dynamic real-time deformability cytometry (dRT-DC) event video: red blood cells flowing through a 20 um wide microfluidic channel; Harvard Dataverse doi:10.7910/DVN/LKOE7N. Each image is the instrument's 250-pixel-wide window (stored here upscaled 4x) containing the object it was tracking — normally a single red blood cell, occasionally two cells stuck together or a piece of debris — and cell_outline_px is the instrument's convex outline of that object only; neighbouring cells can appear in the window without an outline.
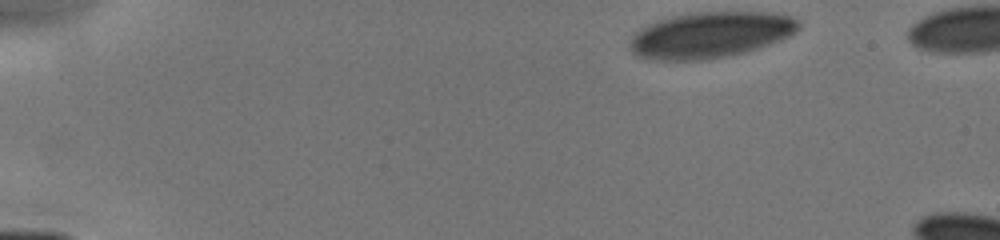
{"species": "human", "species_latin": "Homo sapiens", "temperature_condition": "cold", "stored_images_in_passage": 5, "camera_frame_rate_fps": 3000, "um_per_image_px": 0.085, "donor": {"sex": "male"}, "frame": {"image": 1, "passage_image": 1, "time_ms": 0.0, "image_size_px": [1000, 240], "cell_outline_px": [[800, 28], [796, 32], [780, 40], [760, 48], [748, 52], [732, 56], [704, 60], [644, 60], [636, 56], [628, 48], [628, 44], [632, 36], [640, 28], [656, 20], [688, 12], [772, 12], [792, 16], [800, 24]], "centroid_in_image_um": [60.35, 2.98], "position_along_channel_um": 24.7, "area_um2": 46.12}}